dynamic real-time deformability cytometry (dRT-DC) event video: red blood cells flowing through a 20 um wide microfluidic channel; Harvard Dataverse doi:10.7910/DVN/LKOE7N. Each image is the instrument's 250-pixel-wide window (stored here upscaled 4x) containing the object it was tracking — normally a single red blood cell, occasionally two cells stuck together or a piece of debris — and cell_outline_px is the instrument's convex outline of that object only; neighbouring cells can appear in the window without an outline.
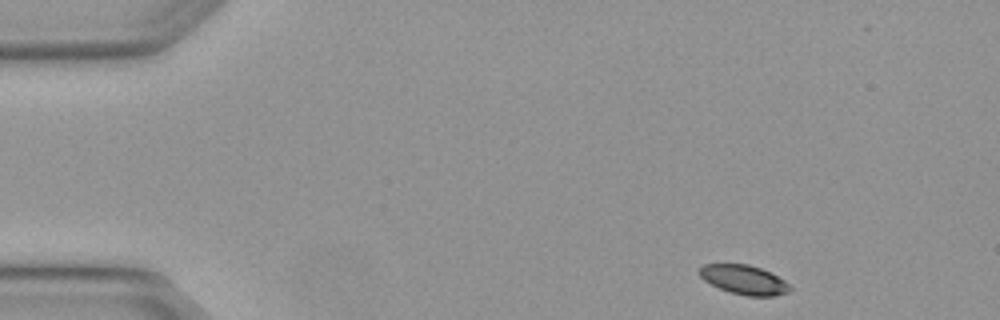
{"species": "Egyptian fruit bat (a non-hibernating species)", "species_latin": "Rousettus aegyptiacus", "temperature_condition": "warm", "stored_images_in_passage": 3, "camera_frame_rate_fps": 3000, "um_per_image_px": 0.085, "animal": {"sex": "female"}, "frame": {"image": 1, "passage_image": 1, "time_ms": 0.0, "image_size_px": [1000, 320], "cell_outline_px": [[792, 292], [772, 296], [748, 296], [728, 292], [704, 280], [696, 272], [704, 264], [748, 264], [760, 268], [784, 280], [792, 288]], "centroid_in_image_um": [63.24, 23.78], "position_along_channel_um": 21.8, "area_um2": 15.43}}